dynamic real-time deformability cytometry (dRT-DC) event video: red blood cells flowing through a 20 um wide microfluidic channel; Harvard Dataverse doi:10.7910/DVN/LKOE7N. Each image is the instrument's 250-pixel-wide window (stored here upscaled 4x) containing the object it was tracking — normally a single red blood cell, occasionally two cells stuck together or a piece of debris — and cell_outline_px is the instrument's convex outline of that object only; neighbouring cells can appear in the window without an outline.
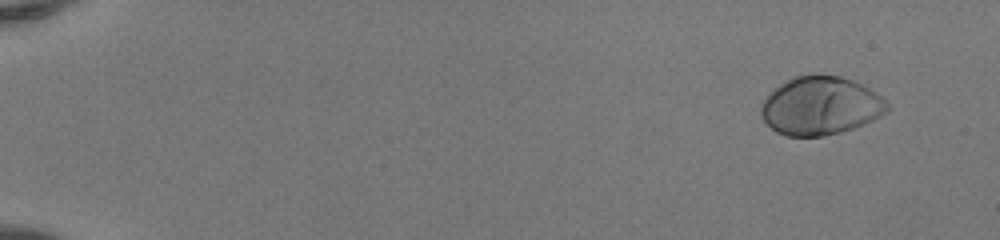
{"species": "human", "species_latin": "Homo sapiens", "temperature_condition": "room temperature", "stored_images_in_passage": 52, "camera_frame_rate_fps": 3000, "um_per_image_px": 0.085, "donor": {"sex": "female"}, "frame": {"image": 1, "passage_image": 5, "time_ms": 1.333, "image_size_px": [1000, 240], "cell_outline_px": [[888, 108], [880, 116], [872, 120], [852, 128], [840, 132], [824, 136], [788, 136], [776, 132], [760, 116], [760, 104], [768, 92], [780, 84], [796, 76], [840, 76], [852, 80], [876, 92], [888, 104]], "centroid_in_image_um": [69.69, 9.01], "position_along_channel_um": 15.3, "area_um2": 42.43}}
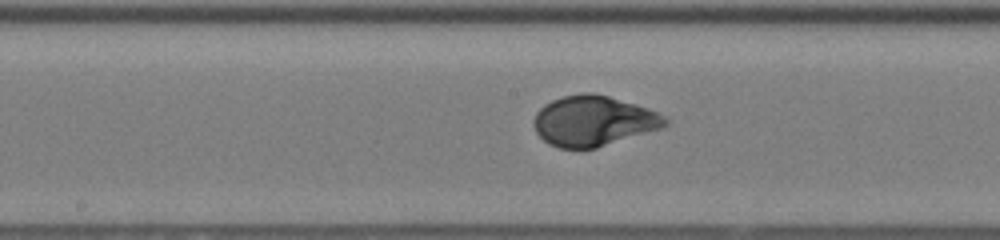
{"frame": {"image": 2, "passage_image": 30, "time_ms": 9.667, "image_size_px": [1000, 240], "cell_outline_px": [[668, 124], [660, 128], [596, 148], [560, 148], [548, 144], [536, 132], [532, 124], [532, 120], [536, 112], [544, 104], [552, 100], [564, 96], [580, 92], [592, 92], [608, 96], [636, 104], [648, 108], [664, 116], [668, 120]], "centroid_in_image_um": [50.4, 10.27], "position_along_channel_um": 197.8, "area_um2": 38.44}}
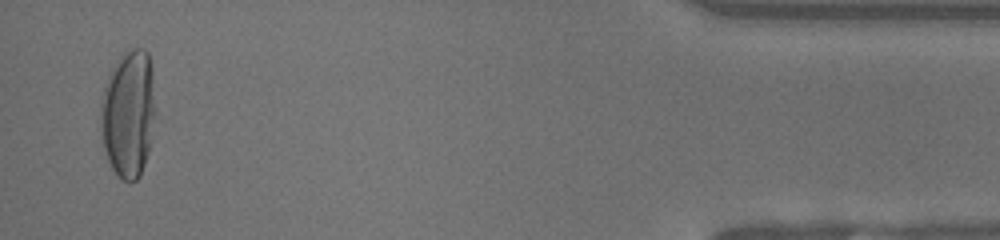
{"frame": {"image": 3, "passage_image": 51, "time_ms": 16.667, "image_size_px": [1000, 240], "cell_outline_px": [[156, 112], [148, 152], [140, 176], [136, 180], [124, 180], [112, 168], [108, 160], [104, 148], [100, 124], [100, 108], [104, 88], [108, 76], [116, 60], [128, 48], [144, 48], [148, 52], [152, 68], [156, 108]], "centroid_in_image_um": [10.93, 9.6], "position_along_channel_um": 424.3, "area_um2": 40.98}, "authors_computed_cell_mechanics": {"area_um2": 39.2751, "velocity_mm_per_s": 4.1441, "shape_relaxation_time_tau1_ms": 3.2301, "shape_relaxation_time_tau2_ms": null, "deformation_change_tau1": 0.2097, "deformation_change_tau2": null}}